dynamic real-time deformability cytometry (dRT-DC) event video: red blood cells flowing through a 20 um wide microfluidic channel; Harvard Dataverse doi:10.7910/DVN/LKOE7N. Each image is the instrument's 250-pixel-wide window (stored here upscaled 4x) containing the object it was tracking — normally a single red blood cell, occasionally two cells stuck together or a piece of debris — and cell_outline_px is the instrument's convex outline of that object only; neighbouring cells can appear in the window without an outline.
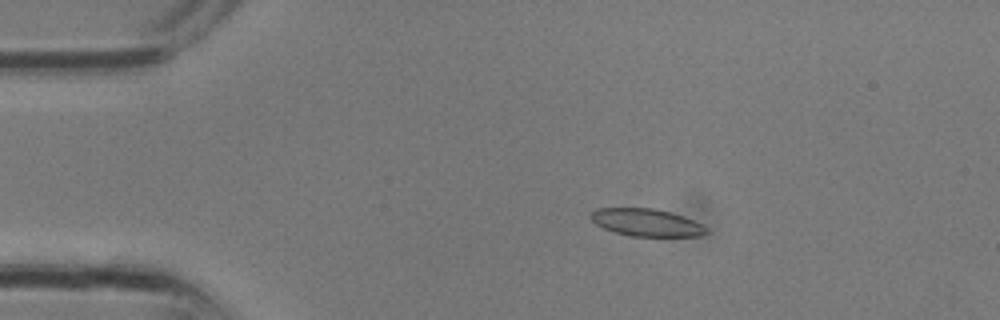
{"species": "common noctule bat (a hibernating species)", "species_latin": "Nyctalus noctula", "temperature_condition": "room temperature", "stored_images_in_passage": 28, "segment_of_instrument_passage": [1, 2], "camera_frame_rate_fps": 3000, "um_per_image_px": 0.085, "animal": {"sex": "male", "body_mass_g": 13.3}, "frame": {"image": 1, "passage_image": 2, "time_ms": 0.333, "image_size_px": [1000, 320], "cell_outline_px": [[708, 232], [700, 236], [628, 236], [604, 228], [596, 224], [588, 216], [596, 208], [652, 208], [684, 216], [708, 228]], "centroid_in_image_um": [54.93, 18.91], "position_along_channel_um": 30.1, "area_um2": 18.38}}
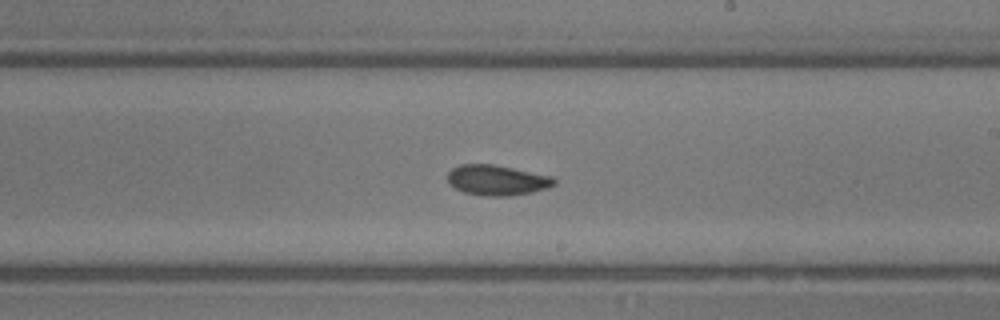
{"frame": {"image": 2, "passage_image": 14, "time_ms": 4.333, "image_size_px": [1000, 320], "cell_outline_px": [[556, 184], [532, 192], [508, 196], [484, 196], [464, 192], [456, 188], [448, 180], [448, 172], [452, 168], [460, 164], [492, 164], [552, 176], [556, 180]], "centroid_in_image_um": [42.24, 15.31], "position_along_channel_um": 246.8, "area_um2": 18.61}}
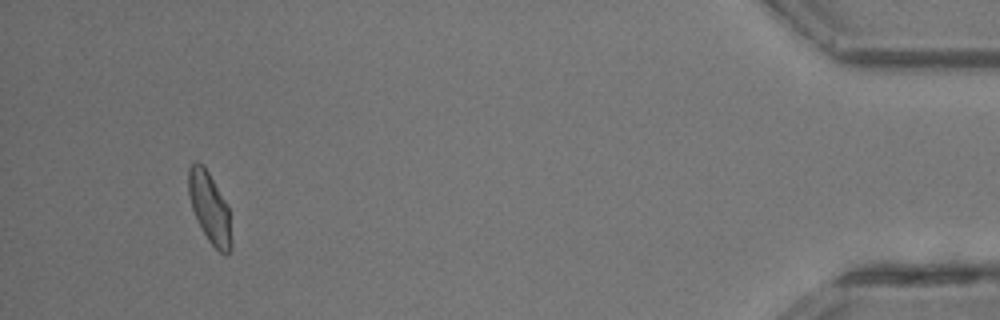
{"frame": {"image": 3, "passage_image": 25, "time_ms": 8.0, "image_size_px": [1000, 320], "cell_outline_px": [[232, 248], [228, 252], [220, 252], [208, 240], [192, 208], [188, 192], [188, 168], [196, 160], [204, 164], [224, 200], [228, 208], [232, 240]], "centroid_in_image_um": [17.81, 17.61], "position_along_channel_um": 417.4, "area_um2": 17.28}}